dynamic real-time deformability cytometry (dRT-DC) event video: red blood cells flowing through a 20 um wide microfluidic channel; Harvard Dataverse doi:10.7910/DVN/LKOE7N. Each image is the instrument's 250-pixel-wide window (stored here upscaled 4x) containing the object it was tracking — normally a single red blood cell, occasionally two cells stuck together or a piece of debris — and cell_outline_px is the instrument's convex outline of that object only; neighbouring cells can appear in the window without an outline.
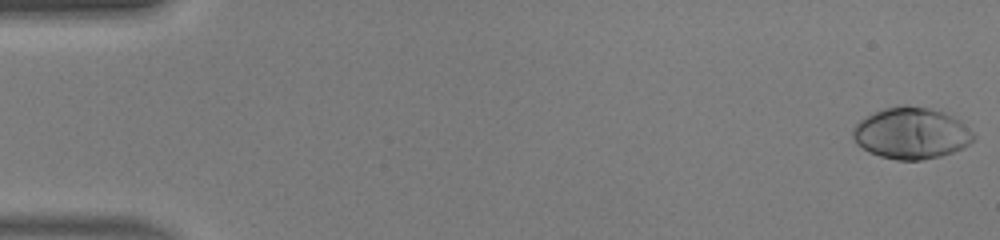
{"species": "human", "species_latin": "Homo sapiens", "temperature_condition": "warm", "stored_images_in_passage": 49, "camera_frame_rate_fps": 3000, "um_per_image_px": 0.085, "donor": {"sex": "male"}, "frame": {"image": 1, "passage_image": 1, "time_ms": 0.0, "image_size_px": [1000, 240], "cell_outline_px": [[976, 136], [968, 144], [952, 152], [940, 156], [920, 160], [896, 160], [880, 156], [868, 152], [856, 144], [852, 136], [852, 132], [856, 124], [860, 120], [872, 112], [884, 108], [904, 104], [928, 108], [944, 112], [960, 120]], "centroid_in_image_um": [77.42, 11.32], "position_along_channel_um": 7.6, "area_um2": 36.18}}
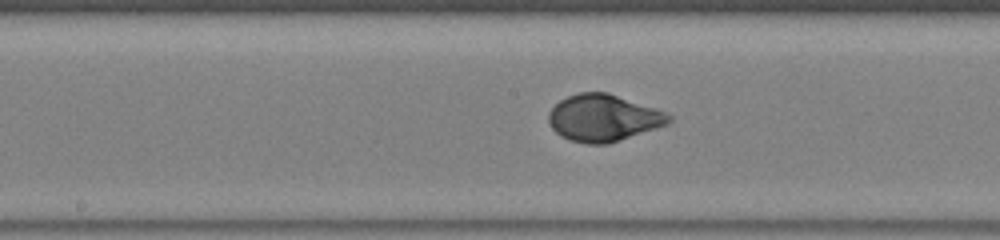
{"frame": {"image": 2, "passage_image": 26, "time_ms": 8.333, "image_size_px": [1000, 240], "cell_outline_px": [[672, 120], [668, 124], [608, 144], [588, 144], [568, 140], [560, 136], [552, 128], [548, 120], [548, 112], [560, 100], [568, 96], [580, 92], [608, 92], [656, 108], [672, 116]], "centroid_in_image_um": [51.28, 10.02], "position_along_channel_um": 196.9, "area_um2": 32.89}}
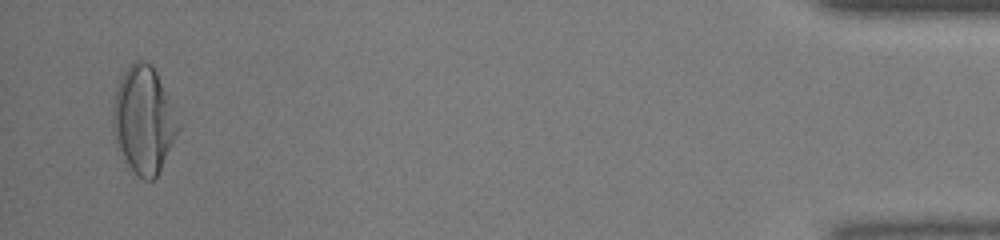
{"frame": {"image": 3, "passage_image": 48, "time_ms": 15.667, "image_size_px": [1000, 240], "cell_outline_px": [[180, 128], [156, 176], [152, 180], [144, 180], [120, 156], [116, 144], [112, 128], [112, 108], [116, 88], [124, 72], [136, 60], [144, 60], [152, 64], [156, 72], [180, 124]], "centroid_in_image_um": [12.17, 10.19], "position_along_channel_um": 423.0, "area_um2": 40.11}, "authors_computed_cell_mechanics": {"area_um2": 33.3506, "velocity_mm_per_s": 4.2054, "shape_relaxation_time_tau1_ms": 2.8781, "shape_relaxation_time_tau2_ms": null, "deformation_change_tau1": 0.1996, "deformation_change_tau2": null}}